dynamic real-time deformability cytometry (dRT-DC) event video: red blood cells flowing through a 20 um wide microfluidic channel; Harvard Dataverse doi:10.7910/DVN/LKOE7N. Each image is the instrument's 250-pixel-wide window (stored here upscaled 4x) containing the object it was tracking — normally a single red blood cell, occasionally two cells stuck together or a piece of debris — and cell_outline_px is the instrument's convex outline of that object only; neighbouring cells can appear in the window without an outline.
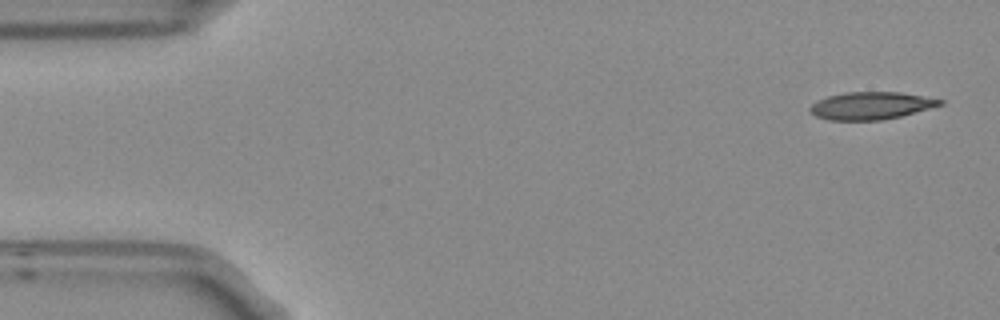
{"species": "Egyptian fruit bat (a non-hibernating species)", "species_latin": "Rousettus aegyptiacus", "temperature_condition": "room temperature", "stored_images_in_passage": 5, "camera_frame_rate_fps": 3000, "um_per_image_px": 0.085, "frame": {"image": 1, "passage_image": 1, "time_ms": 0.0, "image_size_px": [1000, 320], "cell_outline_px": [[944, 104], [900, 116], [884, 120], [828, 120], [816, 116], [808, 112], [808, 108], [816, 100], [828, 96], [848, 92], [900, 92], [944, 100]], "centroid_in_image_um": [73.99, 8.98], "position_along_channel_um": 11.0, "area_um2": 20.81}}
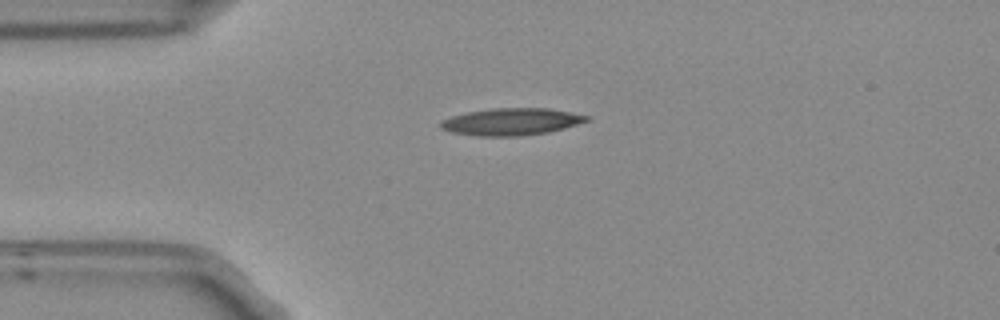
{"frame": {"image": 2, "passage_image": 4, "time_ms": 1.0, "image_size_px": [1000, 320], "cell_outline_px": [[588, 120], [564, 128], [548, 132], [520, 136], [476, 136], [452, 132], [440, 128], [440, 124], [444, 120], [452, 116], [468, 112], [492, 108], [548, 108], [588, 116]], "centroid_in_image_um": [43.43, 10.35], "position_along_channel_um": 41.6, "area_um2": 22.72}}
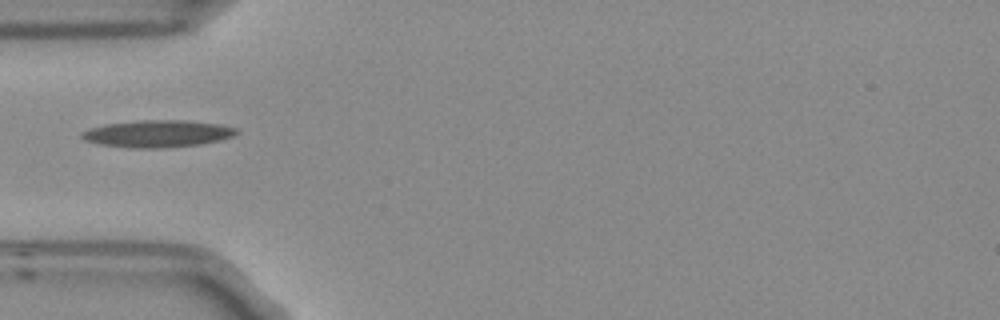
{"frame": {"image": 3, "passage_image": 5, "time_ms": 1.333, "image_size_px": [1000, 320], "cell_outline_px": [[240, 132], [232, 136], [220, 140], [200, 144], [156, 148], [132, 148], [100, 144], [84, 140], [80, 136], [80, 132], [88, 128], [104, 124], [136, 120], [188, 120], [220, 124], [236, 128]], "centroid_in_image_um": [13.36, 11.35], "position_along_channel_um": 71.6, "area_um2": 24.57}}